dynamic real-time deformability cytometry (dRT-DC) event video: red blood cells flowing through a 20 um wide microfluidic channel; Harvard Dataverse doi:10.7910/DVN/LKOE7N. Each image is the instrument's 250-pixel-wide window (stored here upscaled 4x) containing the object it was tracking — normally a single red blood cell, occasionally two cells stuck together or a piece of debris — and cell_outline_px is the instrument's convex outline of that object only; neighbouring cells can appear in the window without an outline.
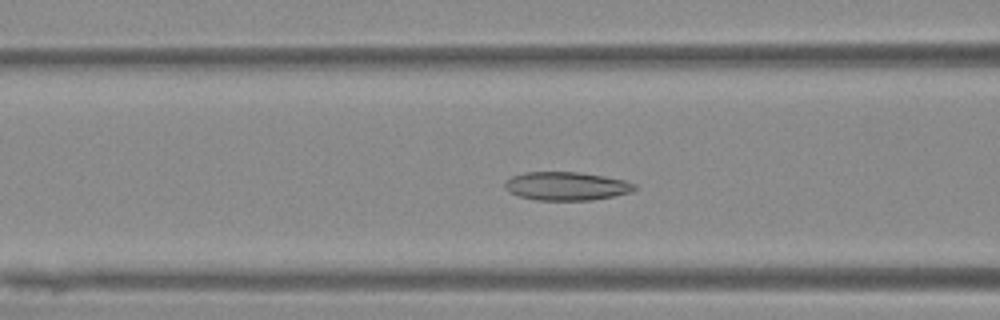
{"species": "Egyptian fruit bat (a non-hibernating species)", "species_latin": "Rousettus aegyptiacus", "temperature_condition": "warm", "stored_images_in_passage": 40, "camera_frame_rate_fps": 3000, "um_per_image_px": 0.085, "animal": {"sex": "female"}, "frame": {"image": 1, "passage_image": 7, "time_ms": 2.0, "image_size_px": [1000, 320], "cell_outline_px": [[636, 188], [632, 192], [592, 200], [536, 200], [516, 196], [508, 192], [504, 188], [504, 180], [512, 176], [524, 172], [580, 172], [604, 176], [624, 180], [636, 184]], "centroid_in_image_um": [48.09, 15.82], "position_along_channel_um": 118.5, "area_um2": 21.73}}
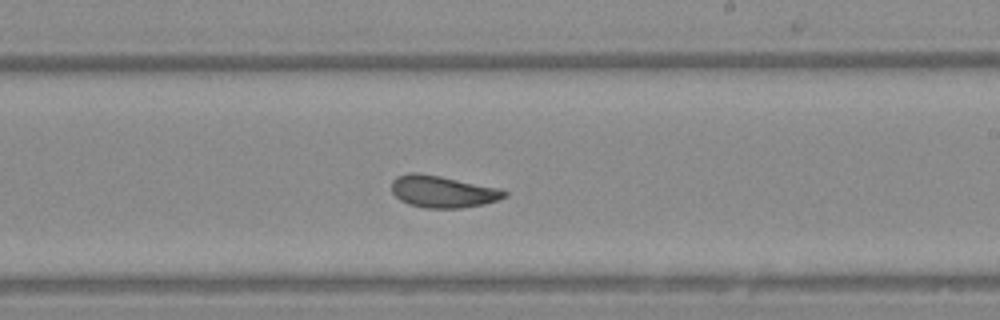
{"frame": {"image": 2, "passage_image": 18, "time_ms": 5.667, "image_size_px": [1000, 320], "cell_outline_px": [[508, 196], [500, 200], [484, 204], [460, 208], [424, 208], [408, 204], [400, 200], [392, 192], [392, 180], [396, 176], [408, 172], [416, 172], [440, 176], [500, 188], [508, 192]], "centroid_in_image_um": [37.64, 16.28], "position_along_channel_um": 251.4, "area_um2": 21.21}}
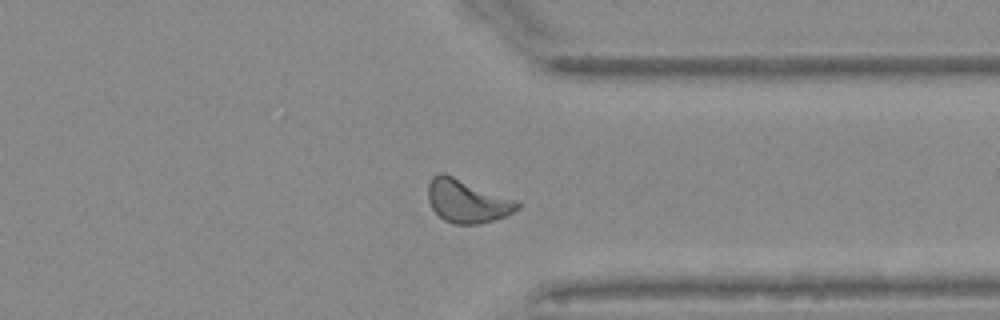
{"frame": {"image": 3, "passage_image": 28, "time_ms": 9.0, "image_size_px": [1000, 320], "cell_outline_px": [[520, 208], [504, 216], [480, 224], [452, 224], [444, 220], [432, 208], [428, 200], [428, 184], [432, 176], [440, 172], [444, 172], [516, 200], [520, 204]], "centroid_in_image_um": [39.67, 17.08], "position_along_channel_um": 371.7, "area_um2": 22.43}, "authors_computed_cell_mechanics": {"area_um2": 20.9236, "velocity_mm_per_s": 3.644, "shape_relaxation_time_tau1_ms": 4.3001, "shape_relaxation_time_tau2_ms": 1.9234, "deformation_change_tau1": 0.1072, "deformation_change_tau2": 0.0903}}